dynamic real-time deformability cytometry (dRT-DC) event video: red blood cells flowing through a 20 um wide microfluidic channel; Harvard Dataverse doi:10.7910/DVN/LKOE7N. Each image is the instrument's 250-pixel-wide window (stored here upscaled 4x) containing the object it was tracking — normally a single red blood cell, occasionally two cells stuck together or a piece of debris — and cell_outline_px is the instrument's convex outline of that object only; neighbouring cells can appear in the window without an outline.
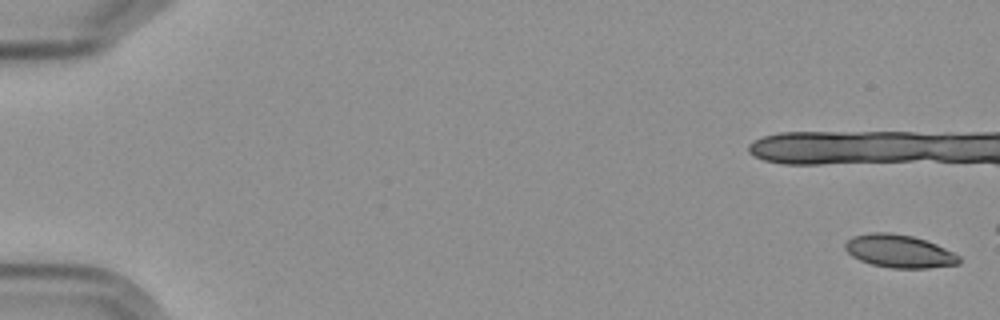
{"species": "Egyptian fruit bat (a non-hibernating species)", "species_latin": "Rousettus aegyptiacus", "temperature_condition": "cold", "stored_images_in_passage": 4, "camera_frame_rate_fps": 3000, "um_per_image_px": 0.085, "frame": {"image": 1, "passage_image": 1, "time_ms": 0.0, "image_size_px": [1000, 320], "cell_outline_px": [[960, 264], [928, 268], [892, 268], [872, 264], [860, 260], [852, 256], [844, 248], [844, 244], [852, 236], [872, 232], [888, 232], [912, 236], [936, 244], [960, 256]], "centroid_in_image_um": [76.42, 21.35], "position_along_channel_um": 8.6, "area_um2": 21.79}}